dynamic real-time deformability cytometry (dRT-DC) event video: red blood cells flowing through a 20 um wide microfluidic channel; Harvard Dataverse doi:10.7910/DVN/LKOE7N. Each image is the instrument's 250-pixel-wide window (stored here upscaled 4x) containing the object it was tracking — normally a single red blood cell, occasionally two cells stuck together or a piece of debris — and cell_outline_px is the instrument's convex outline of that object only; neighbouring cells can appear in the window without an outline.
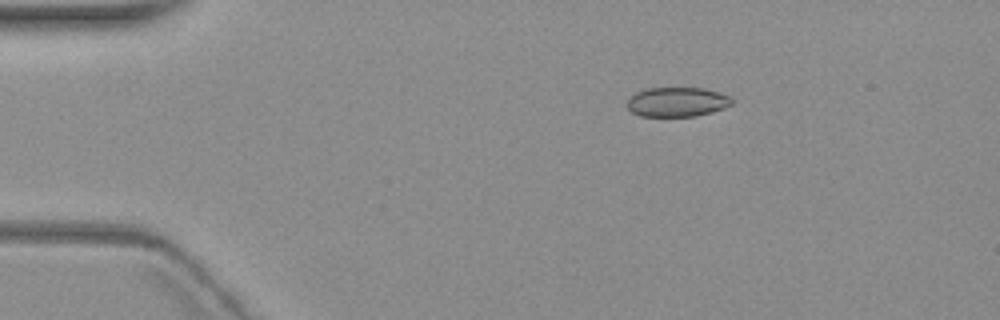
{"species": "common noctule bat (a hibernating species)", "species_latin": "Nyctalus noctula", "temperature_condition": "warm", "stored_images_in_passage": 5, "camera_frame_rate_fps": 3000, "um_per_image_px": 0.085, "animal": {"sex": "female", "body_mass_g": 19.3, "forearm_length_mm": 54.1}, "frame": {"image": 1, "passage_image": 2, "time_ms": 2.0, "image_size_px": [1000, 320], "cell_outline_px": [[732, 104], [724, 108], [712, 112], [696, 116], [640, 116], [632, 112], [624, 104], [636, 92], [644, 88], [704, 88], [728, 96], [732, 100]], "centroid_in_image_um": [57.51, 8.67], "position_along_channel_um": 27.5, "area_um2": 17.98}}
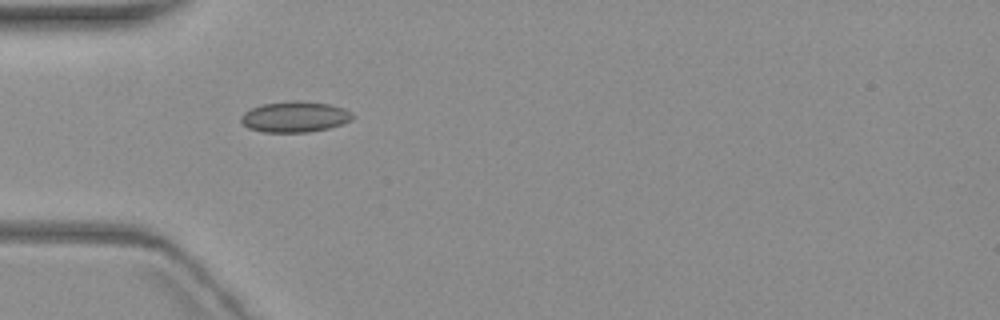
{"frame": {"image": 2, "passage_image": 4, "time_ms": 4.667, "image_size_px": [1000, 320], "cell_outline_px": [[356, 116], [352, 120], [328, 128], [308, 132], [264, 132], [248, 128], [240, 120], [240, 116], [244, 112], [252, 108], [264, 104], [292, 100], [300, 100], [328, 104], [344, 108], [352, 112]], "centroid_in_image_um": [25.08, 9.92], "position_along_channel_um": 59.9, "area_um2": 20.06}}
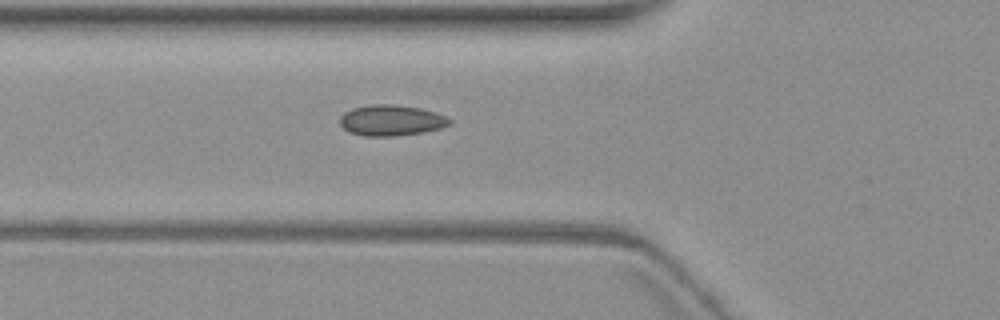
{"frame": {"image": 3, "passage_image": 5, "time_ms": 5.667, "image_size_px": [1000, 320], "cell_outline_px": [[452, 124], [440, 128], [424, 132], [396, 136], [364, 136], [348, 132], [340, 124], [340, 116], [344, 112], [352, 108], [372, 104], [392, 104], [420, 108], [436, 112], [452, 120]], "centroid_in_image_um": [33.25, 10.23], "position_along_channel_um": 92.6, "area_um2": 19.83}}